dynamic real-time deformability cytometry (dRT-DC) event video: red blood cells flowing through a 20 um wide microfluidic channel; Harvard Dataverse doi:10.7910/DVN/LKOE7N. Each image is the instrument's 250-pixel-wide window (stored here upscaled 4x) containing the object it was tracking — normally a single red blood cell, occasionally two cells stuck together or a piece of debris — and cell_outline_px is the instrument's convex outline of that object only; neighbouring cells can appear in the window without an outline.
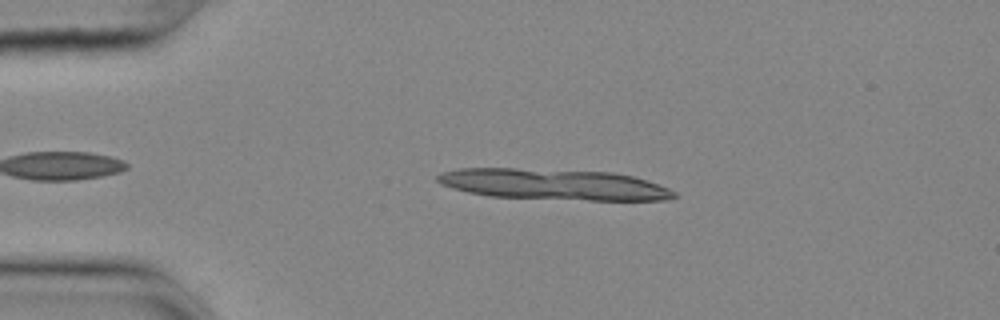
{"species": "common noctule bat (a hibernating species)", "species_latin": "Nyctalus noctula", "temperature_condition": "cold", "stored_images_in_passage": 8, "camera_frame_rate_fps": 3000, "um_per_image_px": 0.085, "animal": {"sex": "female", "body_mass_g": 25.1}, "frame": {"image": 1, "passage_image": 4, "time_ms": 1.0, "image_size_px": [1000, 320], "cell_outline_px": [[676, 196], [668, 200], [588, 200], [488, 196], [468, 192], [452, 188], [440, 184], [436, 180], [436, 176], [444, 172], [460, 168], [516, 168], [612, 172], [632, 176], [648, 180], [668, 188], [676, 192]], "centroid_in_image_um": [47.07, 15.67], "position_along_channel_um": 37.9, "area_um2": 42.6}}